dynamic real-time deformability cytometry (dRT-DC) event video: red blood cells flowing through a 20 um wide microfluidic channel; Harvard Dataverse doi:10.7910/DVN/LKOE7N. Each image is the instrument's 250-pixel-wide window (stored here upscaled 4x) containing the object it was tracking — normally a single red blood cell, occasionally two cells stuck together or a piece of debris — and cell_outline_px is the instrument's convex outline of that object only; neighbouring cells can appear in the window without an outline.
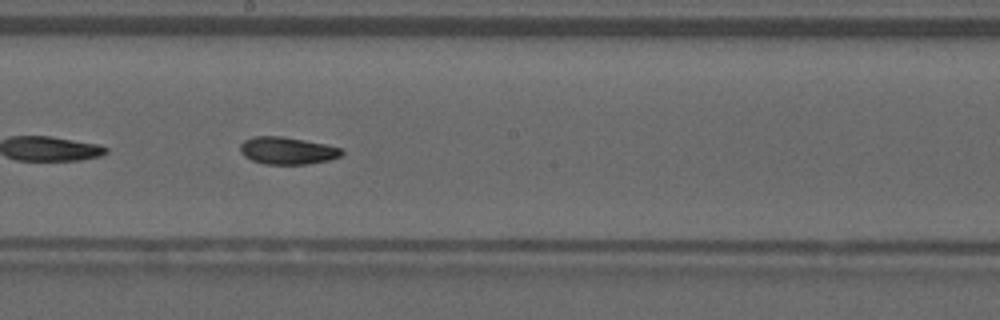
{"species": "common noctule bat (a hibernating species)", "species_latin": "Nyctalus noctula", "temperature_condition": "warm", "stored_images_in_passage": 52, "camera_frame_rate_fps": 3000, "um_per_image_px": 0.085, "animal": {"sex": "male", "forearm_length_mm": 52.5}, "frame": {"image": 1, "passage_image": 30, "time_ms": 9.667, "image_size_px": [1000, 320], "cell_outline_px": [[344, 152], [340, 156], [328, 160], [304, 164], [264, 164], [252, 160], [244, 156], [240, 152], [240, 144], [244, 140], [252, 136], [284, 136], [344, 148]], "centroid_in_image_um": [24.4, 12.79], "position_along_channel_um": 223.8, "area_um2": 16.18}, "authors_computed_cell_mechanics": {"area_um2": 16.6175, "velocity_mm_per_s": 3.8588, "shape_relaxation_time_tau1_ms": 9.851, "shape_relaxation_time_tau2_ms": 9.2664, "deformation_change_tau1": 0.2199, "deformation_change_tau2": 0.1259}}